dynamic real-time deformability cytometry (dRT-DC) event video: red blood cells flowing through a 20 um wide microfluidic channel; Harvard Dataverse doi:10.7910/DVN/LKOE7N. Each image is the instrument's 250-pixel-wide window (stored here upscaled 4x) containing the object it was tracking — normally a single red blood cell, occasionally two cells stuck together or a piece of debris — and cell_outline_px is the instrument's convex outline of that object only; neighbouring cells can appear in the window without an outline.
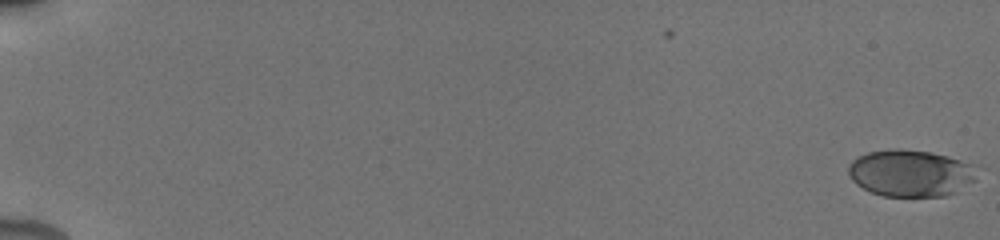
{"species": "human", "species_latin": "Homo sapiens", "temperature_condition": "cold", "stored_images_in_passage": 19, "camera_frame_rate_fps": 3000, "um_per_image_px": 0.085, "donor": {"sex": "male"}, "frame": {"image": 1, "passage_image": 1, "time_ms": 0.0, "image_size_px": [1000, 240], "cell_outline_px": [[980, 172], [976, 180], [956, 192], [944, 196], [884, 196], [872, 192], [856, 184], [848, 176], [848, 164], [852, 160], [868, 152], [892, 148], [900, 148], [932, 152], [948, 156], [960, 160], [976, 168]], "centroid_in_image_um": [77.4, 14.71], "position_along_channel_um": 7.6, "area_um2": 35.37}}
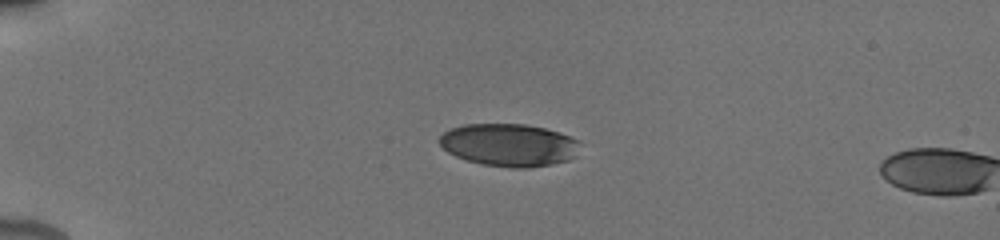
{"frame": {"image": 2, "passage_image": 16, "time_ms": 5.0, "image_size_px": [1000, 240], "cell_outline_px": [[580, 140], [576, 156], [568, 160], [528, 168], [512, 168], [484, 164], [468, 160], [456, 156], [448, 152], [440, 144], [440, 136], [444, 132], [452, 128], [464, 124], [524, 124], [544, 128], [560, 132]], "centroid_in_image_um": [43.29, 12.31], "position_along_channel_um": 41.7, "area_um2": 34.74}}